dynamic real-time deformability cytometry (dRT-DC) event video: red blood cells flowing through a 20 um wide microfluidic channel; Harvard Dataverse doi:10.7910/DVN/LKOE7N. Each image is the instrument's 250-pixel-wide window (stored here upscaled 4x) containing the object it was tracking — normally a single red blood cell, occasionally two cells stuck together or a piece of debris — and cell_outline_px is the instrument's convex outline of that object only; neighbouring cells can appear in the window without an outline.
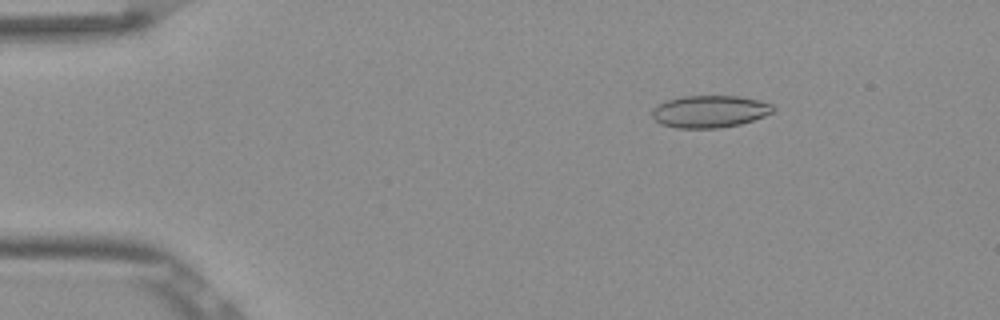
{"species": "Egyptian fruit bat (a non-hibernating species)", "species_latin": "Rousettus aegyptiacus", "temperature_condition": "room temperature", "stored_images_in_passage": 52, "camera_frame_rate_fps": 3000, "um_per_image_px": 0.085, "frame": {"image": 1, "passage_image": 8, "time_ms": 2.333, "image_size_px": [1000, 320], "cell_outline_px": [[776, 108], [772, 112], [764, 116], [740, 124], [720, 128], [676, 128], [660, 124], [652, 116], [652, 108], [656, 104], [680, 96], [740, 96], [760, 100], [772, 104]], "centroid_in_image_um": [60.31, 9.47], "position_along_channel_um": 24.7, "area_um2": 22.89}}
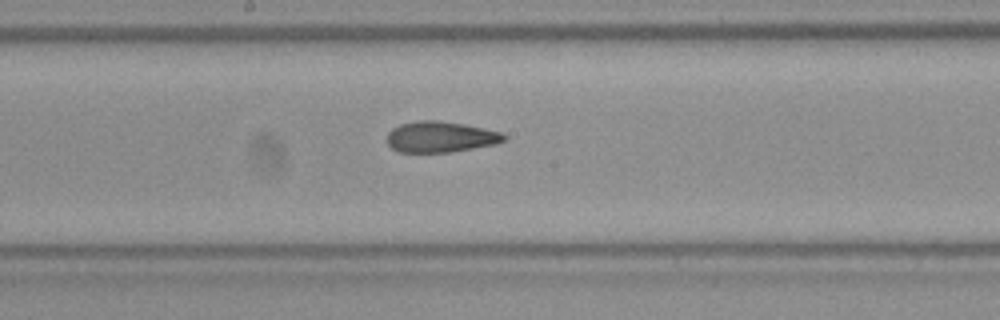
{"frame": {"image": 2, "passage_image": 28, "time_ms": 9.0, "image_size_px": [1000, 320], "cell_outline_px": [[508, 136], [504, 140], [496, 144], [448, 152], [396, 152], [388, 144], [388, 132], [392, 128], [400, 124], [416, 120], [436, 120], [464, 124], [484, 128], [500, 132]], "centroid_in_image_um": [37.42, 11.63], "position_along_channel_um": 210.8, "area_um2": 21.04}}
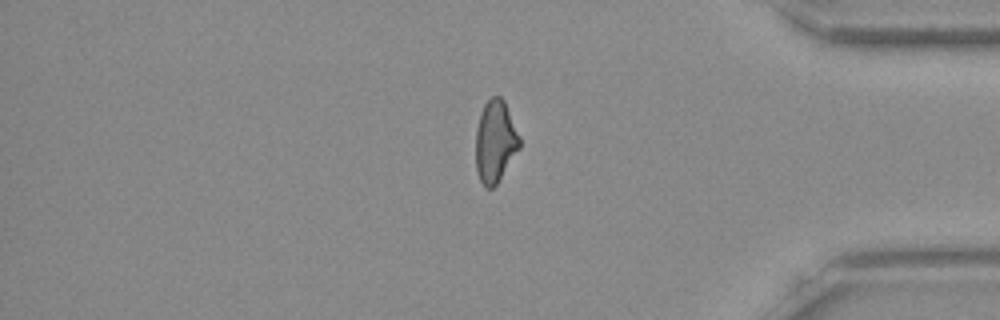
{"frame": {"image": 3, "passage_image": 44, "time_ms": 14.333, "image_size_px": [1000, 320], "cell_outline_px": [[520, 148], [496, 184], [492, 188], [484, 188], [480, 180], [476, 168], [476, 128], [480, 112], [484, 104], [492, 96], [500, 96], [504, 100], [520, 136]], "centroid_in_image_um": [42.09, 12.01], "position_along_channel_um": 393.1, "area_um2": 20.98}, "authors_computed_cell_mechanics": {"area_um2": 21.675, "velocity_mm_per_s": 3.8822, "shape_relaxation_time_tau1_ms": 10.8231, "shape_relaxation_time_tau2_ms": 2.6513, "deformation_change_tau1": 0.2033, "deformation_change_tau2": 0.1053}}